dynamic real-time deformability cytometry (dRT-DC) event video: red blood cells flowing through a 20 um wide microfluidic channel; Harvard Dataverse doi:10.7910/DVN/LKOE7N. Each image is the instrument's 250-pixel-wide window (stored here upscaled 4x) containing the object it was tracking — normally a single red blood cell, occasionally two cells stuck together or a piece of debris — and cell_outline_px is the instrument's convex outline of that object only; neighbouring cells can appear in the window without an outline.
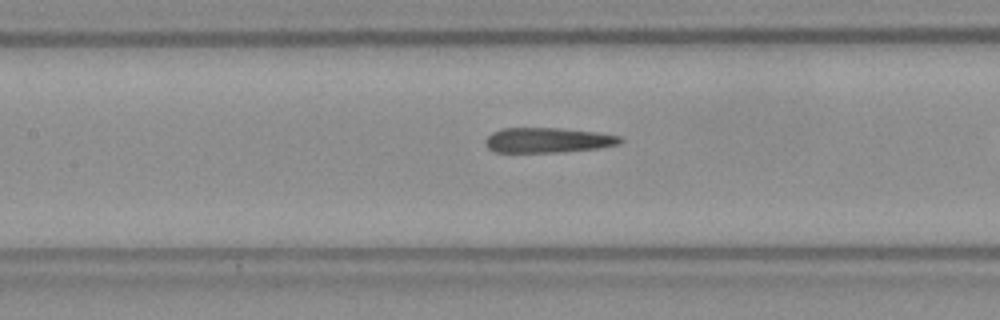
{"species": "Egyptian fruit bat (a non-hibernating species)", "species_latin": "Rousettus aegyptiacus", "temperature_condition": "room temperature", "stored_images_in_passage": 13, "camera_frame_rate_fps": 3000, "um_per_image_px": 0.085, "frame": {"image": 1, "passage_image": 8, "time_ms": 2.333, "image_size_px": [1000, 320], "cell_outline_px": [[624, 140], [620, 144], [596, 148], [564, 152], [496, 152], [488, 148], [484, 144], [484, 140], [492, 132], [504, 128], [560, 128], [596, 132], [620, 136]], "centroid_in_image_um": [46.55, 11.91], "position_along_channel_um": 160.8, "area_um2": 19.71}}